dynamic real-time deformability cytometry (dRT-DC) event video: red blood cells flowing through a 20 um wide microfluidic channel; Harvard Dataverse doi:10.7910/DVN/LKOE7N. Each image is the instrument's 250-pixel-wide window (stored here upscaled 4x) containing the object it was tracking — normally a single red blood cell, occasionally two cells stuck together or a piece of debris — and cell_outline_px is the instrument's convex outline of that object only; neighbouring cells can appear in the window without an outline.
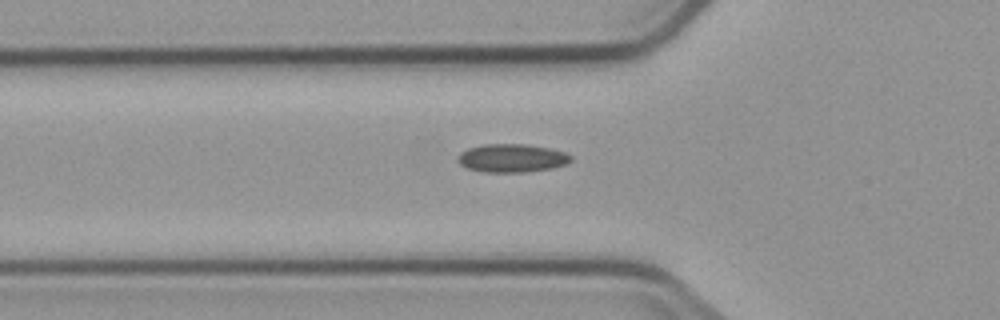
{"species": "common noctule bat (a hibernating species)", "species_latin": "Nyctalus noctula", "temperature_condition": "cold", "stored_images_in_passage": 2, "camera_frame_rate_fps": 3000, "um_per_image_px": 0.085, "animal": {"sex": "male", "body_mass_g": 23.1, "forearm_length_mm": 52.7}, "frame": {"image": 1, "passage_image": 2, "time_ms": 2.0, "image_size_px": [1000, 320], "cell_outline_px": [[572, 160], [564, 164], [552, 168], [524, 172], [484, 172], [468, 168], [460, 164], [456, 160], [456, 156], [460, 152], [468, 148], [484, 144], [524, 144], [548, 148], [564, 152], [572, 156]], "centroid_in_image_um": [43.46, 13.44], "position_along_channel_um": 82.3, "area_um2": 18.61}}